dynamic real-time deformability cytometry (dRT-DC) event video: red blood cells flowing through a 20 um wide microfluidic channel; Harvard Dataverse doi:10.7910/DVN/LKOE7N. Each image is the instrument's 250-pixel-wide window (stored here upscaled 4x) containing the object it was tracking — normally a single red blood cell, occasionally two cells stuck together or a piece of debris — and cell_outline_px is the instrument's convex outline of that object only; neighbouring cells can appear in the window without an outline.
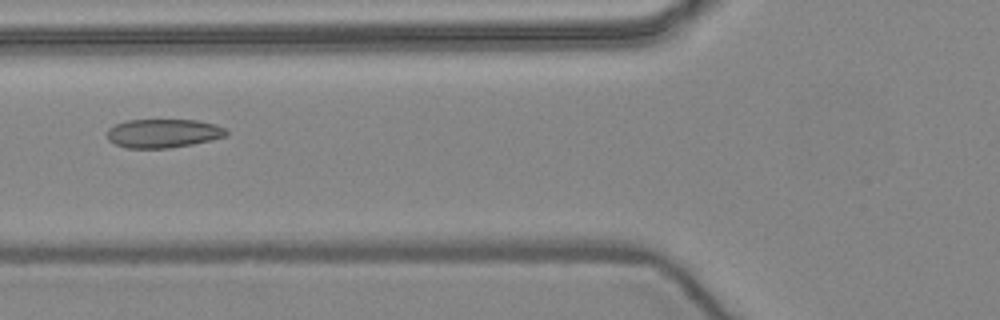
{"species": "common noctule bat (a hibernating species)", "species_latin": "Nyctalus noctula", "temperature_condition": "warm", "stored_images_in_passage": 40, "camera_frame_rate_fps": 3000, "um_per_image_px": 0.085, "animal": {"sex": "female", "body_mass_g": 24.6, "forearm_length_mm": 56.2}, "frame": {"image": 1, "passage_image": 8, "time_ms": 2.333, "image_size_px": [1000, 320], "cell_outline_px": [[228, 136], [212, 140], [192, 144], [168, 148], [128, 148], [116, 144], [108, 140], [108, 128], [116, 124], [128, 120], [196, 120], [216, 124], [224, 128], [228, 132]], "centroid_in_image_um": [13.91, 11.33], "position_along_channel_um": 111.9, "area_um2": 19.94}}
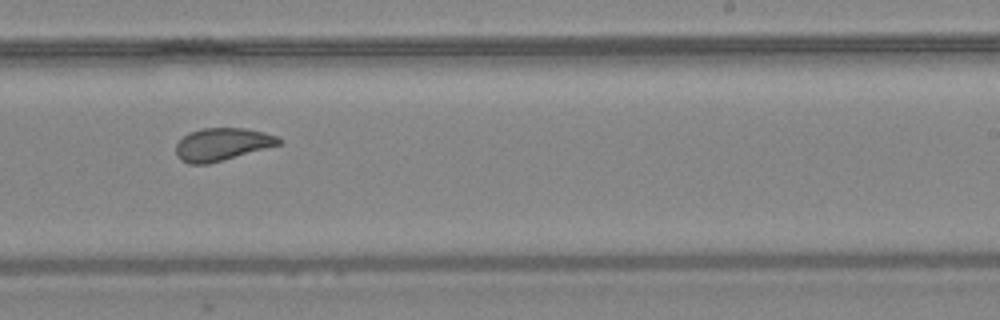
{"frame": {"image": 2, "passage_image": 20, "time_ms": 6.333, "image_size_px": [1000, 320], "cell_outline_px": [[280, 144], [208, 164], [188, 164], [180, 160], [176, 156], [176, 144], [188, 132], [200, 128], [244, 128], [264, 132], [276, 136], [280, 140]], "centroid_in_image_um": [18.81, 12.26], "position_along_channel_um": 270.2, "area_um2": 19.42}}
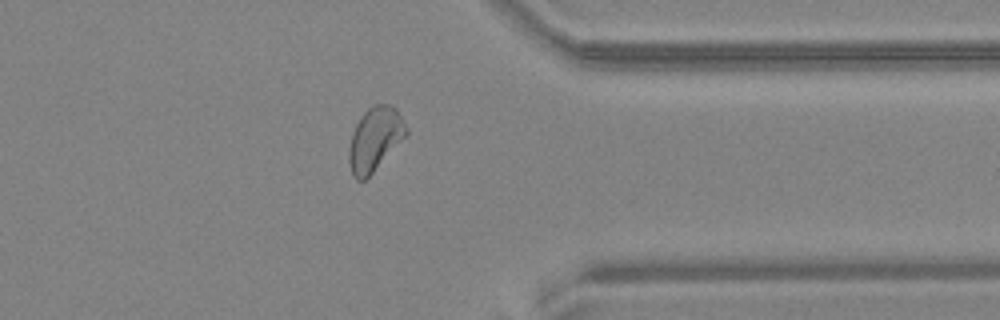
{"frame": {"image": 3, "passage_image": 29, "time_ms": 9.333, "image_size_px": [1000, 320], "cell_outline_px": [[408, 132], [372, 172], [364, 180], [356, 180], [352, 176], [348, 160], [348, 152], [352, 132], [360, 116], [368, 108], [376, 104], [392, 104], [396, 108], [408, 128]], "centroid_in_image_um": [31.84, 11.79], "position_along_channel_um": 379.6, "area_um2": 20.92}, "authors_computed_cell_mechanics": {"area_um2": 20.3745, "velocity_mm_per_s": 3.9525, "shape_relaxation_time_tau1_ms": null, "shape_relaxation_time_tau2_ms": 1.1632, "deformation_change_tau1": null, "deformation_change_tau2": 0.0561}}